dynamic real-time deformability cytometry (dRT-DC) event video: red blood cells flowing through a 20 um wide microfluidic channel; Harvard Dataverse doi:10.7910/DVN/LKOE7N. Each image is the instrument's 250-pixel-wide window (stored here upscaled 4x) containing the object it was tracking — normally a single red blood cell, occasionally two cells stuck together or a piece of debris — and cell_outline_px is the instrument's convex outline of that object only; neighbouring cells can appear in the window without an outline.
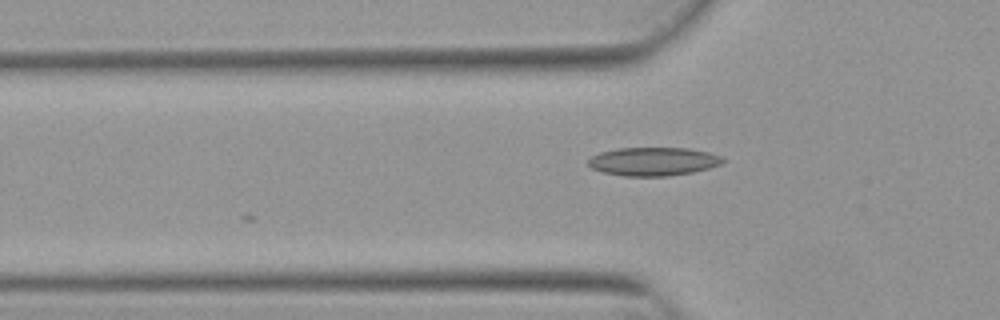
{"species": "Egyptian fruit bat (a non-hibernating species)", "species_latin": "Rousettus aegyptiacus", "temperature_condition": "warm", "stored_images_in_passage": 7, "camera_frame_rate_fps": 3000, "um_per_image_px": 0.085, "animal": {"sex": "female"}, "frame": {"image": 1, "passage_image": 6, "time_ms": 1.667, "image_size_px": [1000, 320], "cell_outline_px": [[724, 160], [720, 164], [708, 168], [692, 172], [668, 176], [624, 176], [604, 172], [592, 168], [588, 164], [588, 160], [592, 156], [600, 152], [620, 148], [688, 148], [708, 152], [720, 156]], "centroid_in_image_um": [55.51, 13.72], "position_along_channel_um": 70.3, "area_um2": 22.08}}
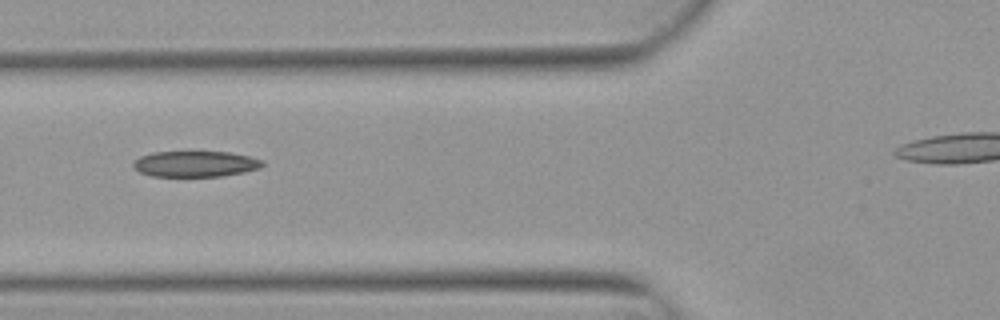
{"frame": {"image": 2, "passage_image": 7, "time_ms": 2.0, "image_size_px": [1000, 320], "cell_outline_px": [[264, 164], [260, 168], [244, 172], [220, 176], [152, 176], [140, 172], [132, 164], [132, 160], [140, 156], [152, 152], [228, 152], [248, 156], [264, 160]], "centroid_in_image_um": [16.59, 13.93], "position_along_channel_um": 109.2, "area_um2": 19.42}}